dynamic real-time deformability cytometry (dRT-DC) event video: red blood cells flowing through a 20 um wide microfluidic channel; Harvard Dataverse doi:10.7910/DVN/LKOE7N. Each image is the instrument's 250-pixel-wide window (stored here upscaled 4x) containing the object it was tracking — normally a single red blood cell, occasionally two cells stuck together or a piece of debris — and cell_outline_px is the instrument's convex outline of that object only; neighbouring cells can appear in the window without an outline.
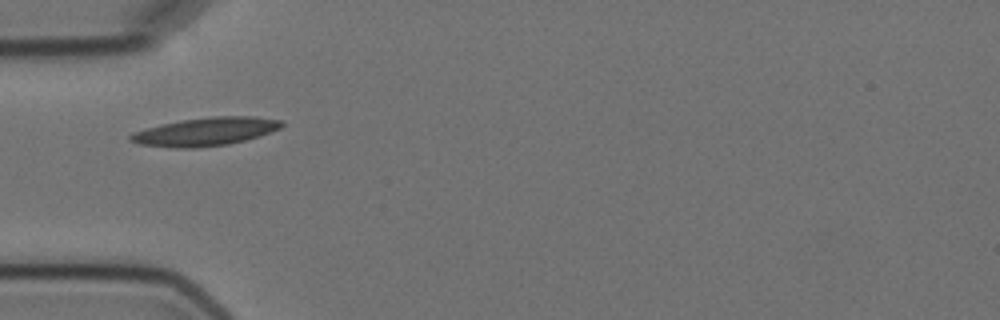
{"species": "Egyptian fruit bat (a non-hibernating species)", "species_latin": "Rousettus aegyptiacus", "temperature_condition": "cold", "stored_images_in_passage": 3, "camera_frame_rate_fps": 3000, "um_per_image_px": 0.085, "animal": {"sex": "female"}, "frame": {"image": 1, "passage_image": 1, "time_ms": 0.0, "image_size_px": [1000, 320], "cell_outline_px": [[284, 124], [280, 128], [260, 136], [228, 144], [196, 148], [176, 148], [140, 144], [128, 140], [128, 136], [132, 132], [164, 124], [184, 120], [212, 116], [252, 116], [284, 120]], "centroid_in_image_um": [17.49, 11.19], "position_along_channel_um": 67.5, "area_um2": 24.74}}
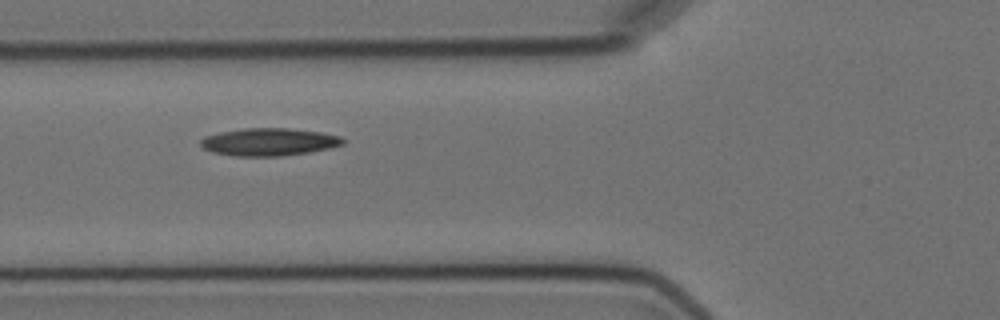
{"frame": {"image": 2, "passage_image": 2, "time_ms": 1.0, "image_size_px": [1000, 320], "cell_outline_px": [[344, 144], [328, 148], [308, 152], [280, 156], [232, 156], [212, 152], [204, 148], [200, 144], [200, 140], [204, 136], [220, 132], [244, 128], [288, 128], [320, 132], [340, 136], [344, 140]], "centroid_in_image_um": [22.83, 12.06], "position_along_channel_um": 103.0, "area_um2": 22.83}}
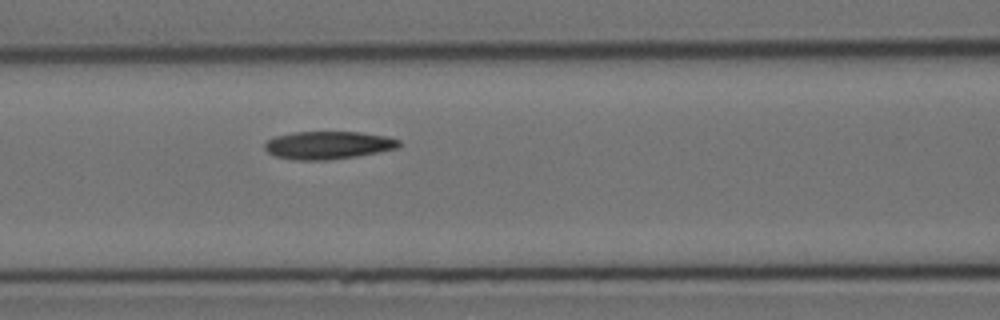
{"frame": {"image": 3, "passage_image": 3, "time_ms": 2.0, "image_size_px": [1000, 320], "cell_outline_px": [[400, 144], [396, 148], [356, 156], [328, 160], [292, 160], [276, 156], [268, 152], [264, 148], [264, 144], [268, 140], [276, 136], [292, 132], [360, 132], [388, 136], [400, 140]], "centroid_in_image_um": [27.87, 12.33], "position_along_channel_um": 138.7, "area_um2": 21.73}}